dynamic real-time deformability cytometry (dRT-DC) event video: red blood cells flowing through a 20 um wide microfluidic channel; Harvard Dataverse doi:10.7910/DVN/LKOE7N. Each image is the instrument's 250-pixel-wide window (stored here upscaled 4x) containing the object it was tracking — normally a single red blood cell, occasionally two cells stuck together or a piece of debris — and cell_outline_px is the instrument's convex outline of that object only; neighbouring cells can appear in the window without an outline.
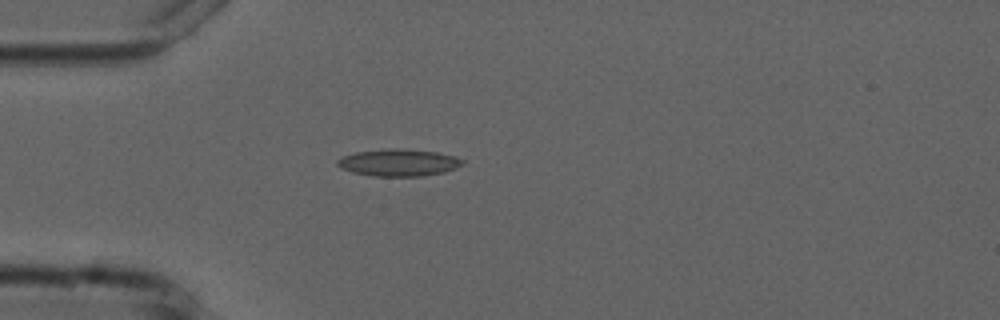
{"species": "common noctule bat (a hibernating species)", "species_latin": "Nyctalus noctula", "temperature_condition": "cold", "stored_images_in_passage": 3, "camera_frame_rate_fps": 3000, "um_per_image_px": 0.085, "animal": {"sex": "male", "forearm_length_mm": 52.5}, "frame": {"image": 1, "passage_image": 3, "time_ms": 2.333, "image_size_px": [1000, 320], "cell_outline_px": [[464, 164], [456, 168], [444, 172], [424, 176], [372, 176], [352, 172], [340, 168], [336, 164], [336, 160], [344, 156], [356, 152], [392, 148], [396, 148], [436, 152], [456, 156], [464, 160]], "centroid_in_image_um": [33.89, 13.83], "position_along_channel_um": 51.1, "area_um2": 19.77}}